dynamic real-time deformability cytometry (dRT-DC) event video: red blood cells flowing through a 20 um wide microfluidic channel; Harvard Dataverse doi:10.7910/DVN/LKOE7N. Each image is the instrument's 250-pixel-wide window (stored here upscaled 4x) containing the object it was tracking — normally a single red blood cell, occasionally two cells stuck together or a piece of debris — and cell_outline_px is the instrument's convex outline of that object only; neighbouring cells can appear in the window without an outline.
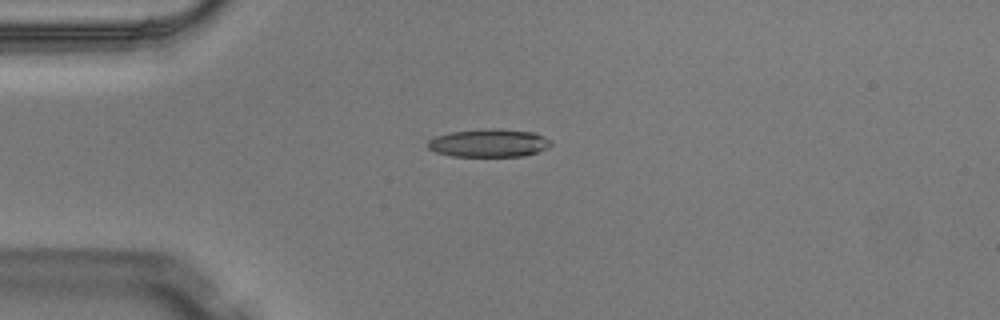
{"species": "Egyptian fruit bat (a non-hibernating species)", "species_latin": "Rousettus aegyptiacus", "temperature_condition": "warm", "stored_images_in_passage": 5, "camera_frame_rate_fps": 3000, "um_per_image_px": 0.085, "animal": {"sex": "male"}, "frame": {"image": 1, "passage_image": 2, "time_ms": 0.333, "image_size_px": [1000, 320], "cell_outline_px": [[552, 144], [548, 148], [524, 156], [452, 156], [436, 152], [428, 148], [428, 140], [436, 136], [448, 132], [484, 128], [500, 128], [536, 132], [544, 136]], "centroid_in_image_um": [41.56, 12.14], "position_along_channel_um": 43.4, "area_um2": 20.35}}
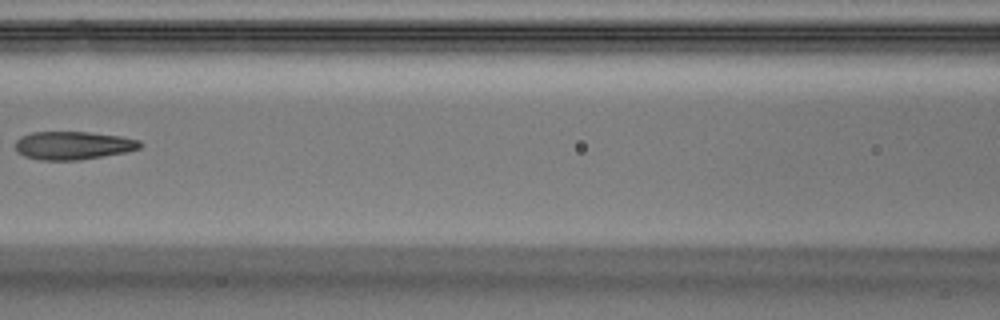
{"frame": {"image": 2, "passage_image": 5, "time_ms": 1.333, "image_size_px": [1000, 320], "cell_outline_px": [[144, 144], [140, 148], [124, 152], [80, 160], [40, 160], [24, 156], [16, 152], [16, 140], [20, 136], [32, 132], [88, 132], [120, 136], [140, 140]], "centroid_in_image_um": [6.2, 12.36], "position_along_channel_um": 160.4, "area_um2": 20.52}}